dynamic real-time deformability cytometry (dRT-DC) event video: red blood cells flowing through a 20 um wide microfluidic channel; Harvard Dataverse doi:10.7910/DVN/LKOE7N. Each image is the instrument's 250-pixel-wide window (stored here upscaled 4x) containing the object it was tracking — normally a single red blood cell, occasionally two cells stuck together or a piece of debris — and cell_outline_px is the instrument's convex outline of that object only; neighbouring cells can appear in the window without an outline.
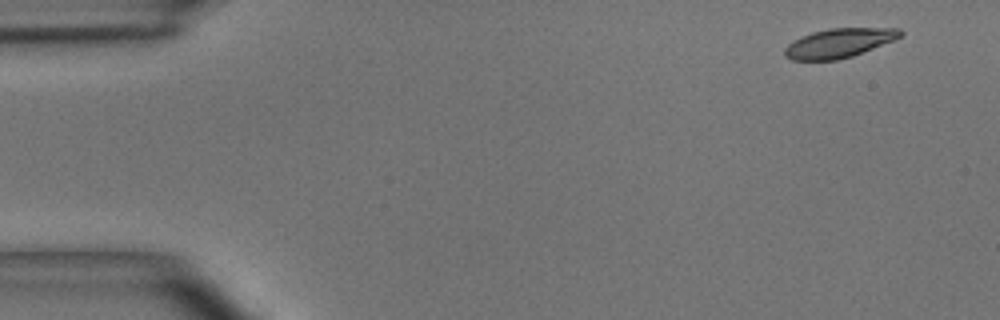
{"species": "common noctule bat (a hibernating species)", "species_latin": "Nyctalus noctula", "temperature_condition": "room temperature", "stored_images_in_passage": 3, "camera_frame_rate_fps": 3000, "um_per_image_px": 0.085, "animal": {"sex": "male", "body_mass_g": 15.6}, "frame": {"image": 1, "passage_image": 1, "time_ms": 0.0, "image_size_px": [1000, 320], "cell_outline_px": [[904, 32], [896, 40], [852, 56], [836, 60], [792, 60], [784, 56], [784, 48], [792, 40], [800, 36], [812, 32], [828, 28], [900, 28]], "centroid_in_image_um": [71.3, 3.65], "position_along_channel_um": 13.7, "area_um2": 19.88}}